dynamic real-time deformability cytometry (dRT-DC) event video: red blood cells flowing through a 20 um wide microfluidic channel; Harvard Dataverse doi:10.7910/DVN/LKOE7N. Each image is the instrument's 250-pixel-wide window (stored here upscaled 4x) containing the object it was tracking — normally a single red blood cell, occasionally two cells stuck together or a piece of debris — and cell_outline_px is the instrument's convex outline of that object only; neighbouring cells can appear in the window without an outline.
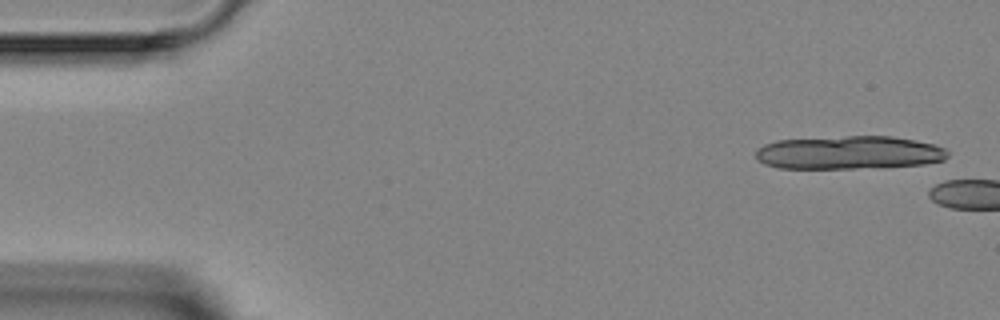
{"species": "Egyptian fruit bat (a non-hibernating species)", "species_latin": "Rousettus aegyptiacus", "temperature_condition": "room temperature", "stored_images_in_passage": 2, "camera_frame_rate_fps": 3000, "um_per_image_px": 0.085, "animal": {"sex": "female"}, "frame": {"image": 1, "passage_image": 1, "time_ms": 0.0, "image_size_px": [1000, 320], "cell_outline_px": [[948, 156], [944, 160], [924, 164], [880, 168], [776, 168], [764, 164], [756, 160], [756, 148], [764, 144], [776, 140], [844, 136], [892, 136], [916, 140], [932, 144], [944, 148], [948, 152]], "centroid_in_image_um": [72.14, 12.97], "position_along_channel_um": 12.9, "area_um2": 37.69}}